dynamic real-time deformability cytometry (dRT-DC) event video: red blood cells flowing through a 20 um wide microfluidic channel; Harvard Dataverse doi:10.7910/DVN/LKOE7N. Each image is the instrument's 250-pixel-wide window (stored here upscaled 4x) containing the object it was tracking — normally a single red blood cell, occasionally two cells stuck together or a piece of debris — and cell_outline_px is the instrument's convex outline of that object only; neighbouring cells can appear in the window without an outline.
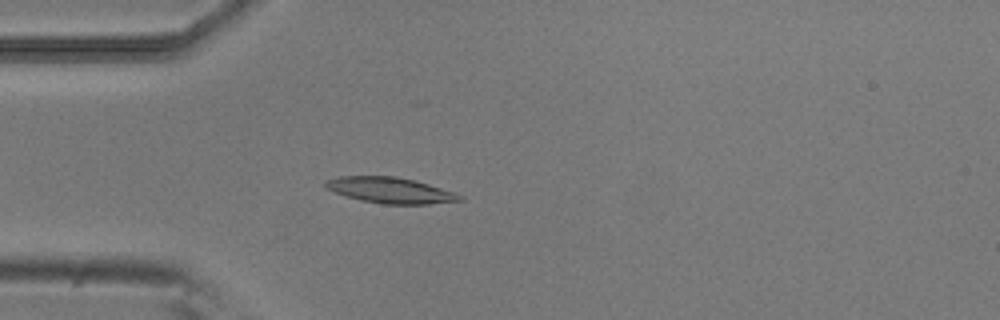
{"species": "common noctule bat (a hibernating species)", "species_latin": "Nyctalus noctula", "temperature_condition": "room temperature", "stored_images_in_passage": 52, "camera_frame_rate_fps": 3000, "um_per_image_px": 0.085, "animal": {"sex": "male", "body_mass_g": 20.5, "forearm_length_mm": 52.5}, "frame": {"image": 1, "passage_image": 14, "time_ms": 4.333, "image_size_px": [1000, 320], "cell_outline_px": [[464, 200], [428, 204], [384, 204], [360, 200], [336, 192], [328, 188], [324, 184], [328, 180], [336, 176], [396, 176], [416, 180], [456, 192], [464, 196]], "centroid_in_image_um": [33.26, 16.17], "position_along_channel_um": 51.7, "area_um2": 20.23}}
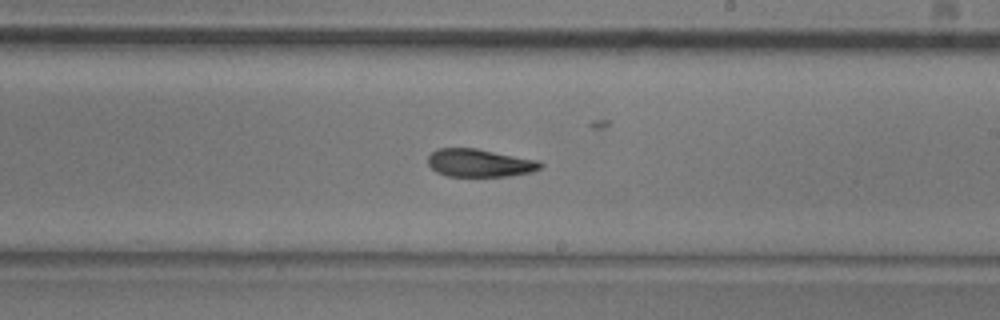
{"frame": {"image": 2, "passage_image": 30, "time_ms": 9.667, "image_size_px": [1000, 320], "cell_outline_px": [[544, 164], [540, 168], [532, 172], [508, 176], [448, 176], [436, 172], [428, 164], [428, 156], [436, 148], [476, 148], [540, 160]], "centroid_in_image_um": [40.78, 13.84], "position_along_channel_um": 248.2, "area_um2": 18.44}}
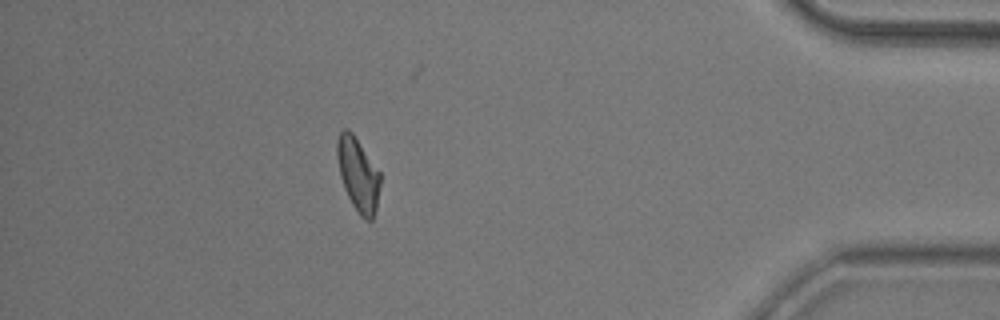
{"frame": {"image": 3, "passage_image": 46, "time_ms": 15.0, "image_size_px": [1000, 320], "cell_outline_px": [[380, 184], [376, 208], [372, 220], [364, 220], [360, 216], [352, 204], [344, 188], [340, 176], [336, 156], [336, 140], [340, 132], [344, 128], [348, 128], [352, 132], [380, 172]], "centroid_in_image_um": [30.41, 14.81], "position_along_channel_um": 404.8, "area_um2": 18.5}, "authors_computed_cell_mechanics": {"area_um2": 18.8717, "velocity_mm_per_s": 3.8258, "shape_relaxation_time_tau1_ms": 4.2591, "shape_relaxation_time_tau2_ms": 3.0906, "deformation_change_tau1": 0.1479, "deformation_change_tau2": 0.1026}}